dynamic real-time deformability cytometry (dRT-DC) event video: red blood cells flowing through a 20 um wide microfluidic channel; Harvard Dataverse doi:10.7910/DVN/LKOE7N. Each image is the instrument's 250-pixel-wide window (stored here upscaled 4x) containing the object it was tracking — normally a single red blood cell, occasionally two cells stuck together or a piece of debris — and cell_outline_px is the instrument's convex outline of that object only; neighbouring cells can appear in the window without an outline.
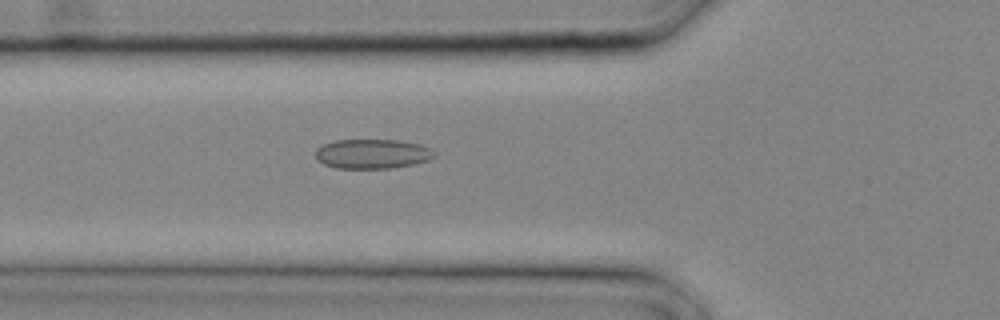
{"species": "common noctule bat (a hibernating species)", "species_latin": "Nyctalus noctula", "temperature_condition": "cold", "stored_images_in_passage": 7, "camera_frame_rate_fps": 3000, "um_per_image_px": 0.085, "animal": {"sex": "male", "body_mass_g": 20.4}, "frame": {"image": 1, "passage_image": 5, "time_ms": 1.333, "image_size_px": [1000, 320], "cell_outline_px": [[436, 156], [428, 160], [416, 164], [392, 168], [336, 168], [324, 164], [316, 160], [316, 148], [324, 144], [336, 140], [396, 140], [420, 144], [432, 148], [436, 152]], "centroid_in_image_um": [31.68, 13.08], "position_along_channel_um": 94.1, "area_um2": 20.63}}